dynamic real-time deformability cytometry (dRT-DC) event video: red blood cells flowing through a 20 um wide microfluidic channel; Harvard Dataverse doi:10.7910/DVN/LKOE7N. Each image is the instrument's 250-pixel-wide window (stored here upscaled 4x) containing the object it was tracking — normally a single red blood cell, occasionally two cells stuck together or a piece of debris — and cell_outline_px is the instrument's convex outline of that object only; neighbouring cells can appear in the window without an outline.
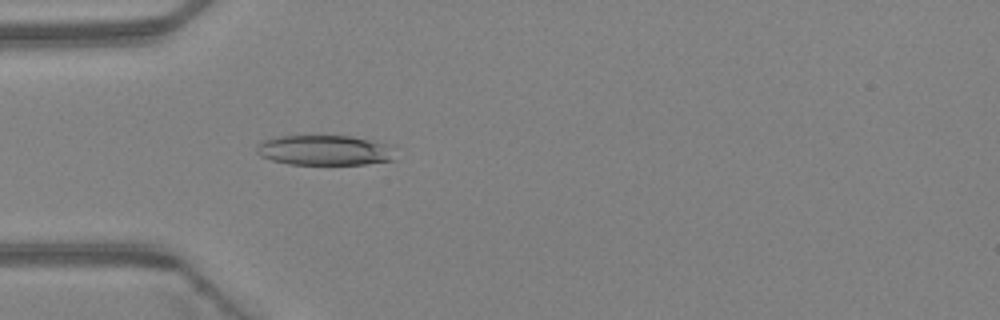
{"species": "Egyptian fruit bat (a non-hibernating species)", "species_latin": "Rousettus aegyptiacus", "temperature_condition": "warm", "stored_images_in_passage": 4, "camera_frame_rate_fps": 3000, "um_per_image_px": 0.085, "animal": {"sex": "female"}, "frame": {"image": 1, "passage_image": 4, "time_ms": 1.0, "image_size_px": [1000, 320], "cell_outline_px": [[396, 160], [364, 164], [288, 164], [272, 160], [260, 156], [256, 152], [256, 148], [260, 140], [280, 136], [352, 136], [376, 140], [396, 144]], "centroid_in_image_um": [27.71, 12.76], "position_along_channel_um": 57.3, "area_um2": 25.09}}